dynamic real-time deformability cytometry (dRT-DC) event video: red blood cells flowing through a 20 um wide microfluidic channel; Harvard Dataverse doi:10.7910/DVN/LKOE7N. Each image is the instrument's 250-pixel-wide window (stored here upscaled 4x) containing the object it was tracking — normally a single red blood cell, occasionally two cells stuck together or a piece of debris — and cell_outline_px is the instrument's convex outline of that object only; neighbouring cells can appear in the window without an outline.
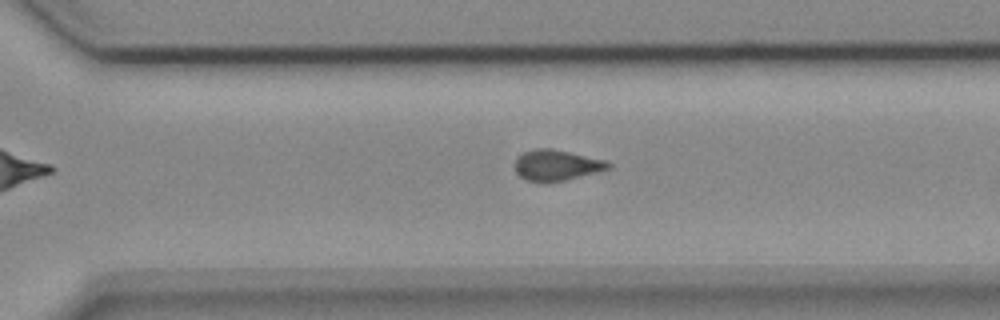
{"species": "common noctule bat (a hibernating species)", "species_latin": "Nyctalus noctula", "temperature_condition": "cold", "stored_images_in_passage": 11, "camera_frame_rate_fps": 3000, "um_per_image_px": 0.085, "animal": {"sex": "female", "body_mass_g": 18.4}, "frame": {"image": 1, "passage_image": 10, "time_ms": 3.0, "image_size_px": [1000, 320], "cell_outline_px": [[612, 168], [564, 180], [544, 184], [528, 180], [520, 176], [516, 172], [516, 156], [524, 152], [536, 148], [552, 148], [608, 160], [612, 164]], "centroid_in_image_um": [47.33, 14.04], "position_along_channel_um": 323.3, "area_um2": 16.99}}